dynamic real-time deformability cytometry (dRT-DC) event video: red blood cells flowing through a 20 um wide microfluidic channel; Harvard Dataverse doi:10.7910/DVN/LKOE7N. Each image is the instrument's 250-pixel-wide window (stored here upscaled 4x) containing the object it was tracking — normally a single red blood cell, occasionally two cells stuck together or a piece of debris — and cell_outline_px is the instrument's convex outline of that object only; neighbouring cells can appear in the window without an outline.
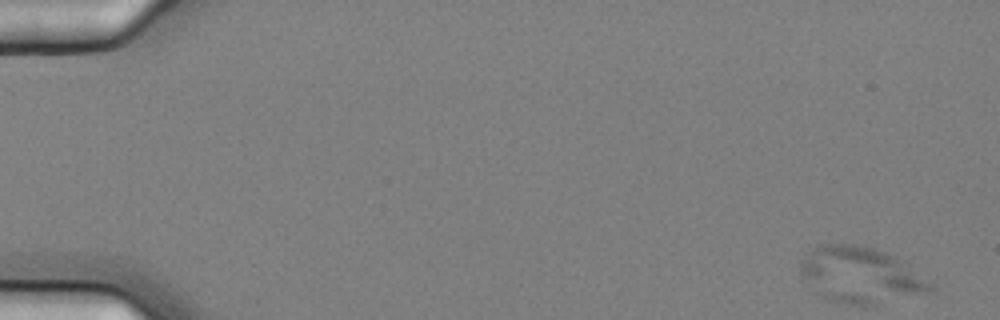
{"species": "common noctule bat (a hibernating species)", "species_latin": "Nyctalus noctula", "temperature_condition": "cold", "stored_images_in_passage": 10, "camera_frame_rate_fps": 3000, "um_per_image_px": 0.085, "animal": {"sex": "female", "body_mass_g": 25.1}, "frame": {"image": 1, "passage_image": 1, "time_ms": 0.0, "image_size_px": [1000, 320], "cell_outline_px": [[936, 288], [932, 292], [872, 304], [848, 304], [824, 300], [816, 296], [800, 272], [800, 260], [804, 252], [820, 244], [856, 244], [872, 248], [896, 256], [932, 284]], "centroid_in_image_um": [73.07, 23.37], "position_along_channel_um": 11.9, "area_um2": 42.54}}
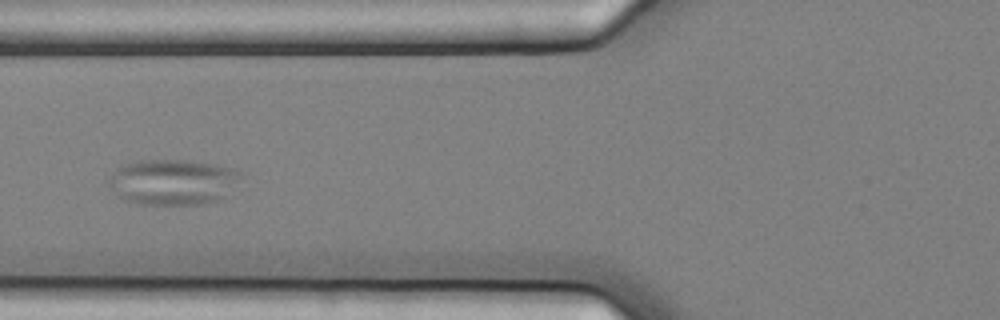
{"frame": {"image": 2, "passage_image": 7, "time_ms": 2.0, "image_size_px": [1000, 320], "cell_outline_px": [[244, 172], [216, 200], [204, 204], [140, 204], [124, 200], [108, 184], [108, 180], [116, 168], [124, 164], [140, 160], [188, 160], [216, 164], [240, 168]], "centroid_in_image_um": [14.66, 15.44], "position_along_channel_um": 111.1, "area_um2": 34.68}}
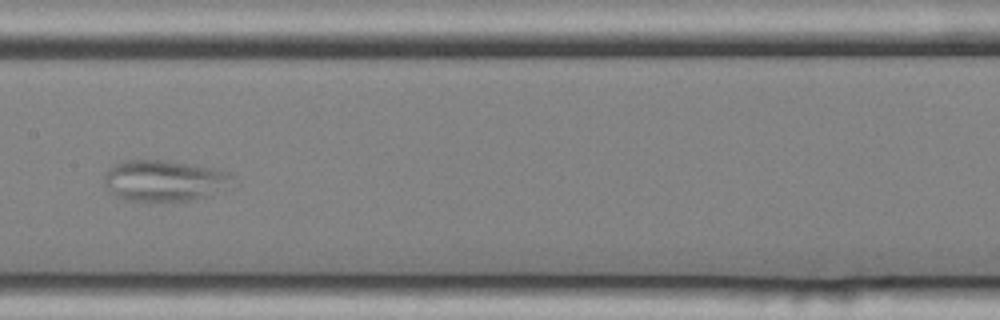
{"frame": {"image": 3, "passage_image": 9, "time_ms": 2.667, "image_size_px": [1000, 320], "cell_outline_px": [[236, 176], [204, 196], [188, 200], [124, 200], [116, 196], [104, 184], [104, 176], [108, 168], [112, 164], [124, 160], [168, 160], [192, 164], [212, 168], [228, 172]], "centroid_in_image_um": [13.82, 15.31], "position_along_channel_um": 193.6, "area_um2": 29.82}}